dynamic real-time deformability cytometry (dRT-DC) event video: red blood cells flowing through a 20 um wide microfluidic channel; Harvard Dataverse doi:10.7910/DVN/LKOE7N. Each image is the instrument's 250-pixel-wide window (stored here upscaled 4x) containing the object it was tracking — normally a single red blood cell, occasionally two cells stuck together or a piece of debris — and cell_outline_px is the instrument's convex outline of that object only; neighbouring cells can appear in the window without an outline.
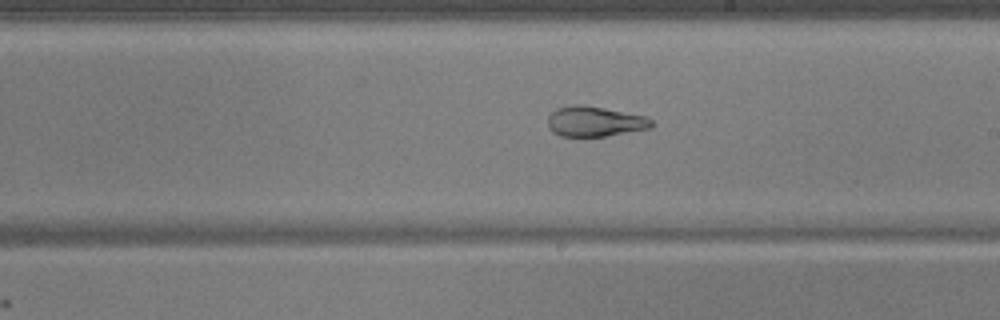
{"species": "common noctule bat (a hibernating species)", "species_latin": "Nyctalus noctula", "temperature_condition": "warm", "stored_images_in_passage": 55, "camera_frame_rate_fps": 3000, "um_per_image_px": 0.085, "animal": {"sex": "male", "body_mass_g": 17.9, "forearm_length_mm": 54.2}, "frame": {"image": 1, "passage_image": 32, "time_ms": 10.333, "image_size_px": [1000, 320], "cell_outline_px": [[652, 128], [604, 136], [560, 136], [552, 132], [548, 128], [548, 116], [556, 108], [572, 104], [580, 104], [604, 108], [644, 116], [652, 120]], "centroid_in_image_um": [50.51, 10.32], "position_along_channel_um": 238.5, "area_um2": 18.21}, "authors_computed_cell_mechanics": {"area_um2": 24.854, "velocity_mm_per_s": 3.7514, "shape_relaxation_time_tau1_ms": null, "shape_relaxation_time_tau2_ms": 2.7063, "deformation_change_tau1": null, "deformation_change_tau2": 0.0675}}